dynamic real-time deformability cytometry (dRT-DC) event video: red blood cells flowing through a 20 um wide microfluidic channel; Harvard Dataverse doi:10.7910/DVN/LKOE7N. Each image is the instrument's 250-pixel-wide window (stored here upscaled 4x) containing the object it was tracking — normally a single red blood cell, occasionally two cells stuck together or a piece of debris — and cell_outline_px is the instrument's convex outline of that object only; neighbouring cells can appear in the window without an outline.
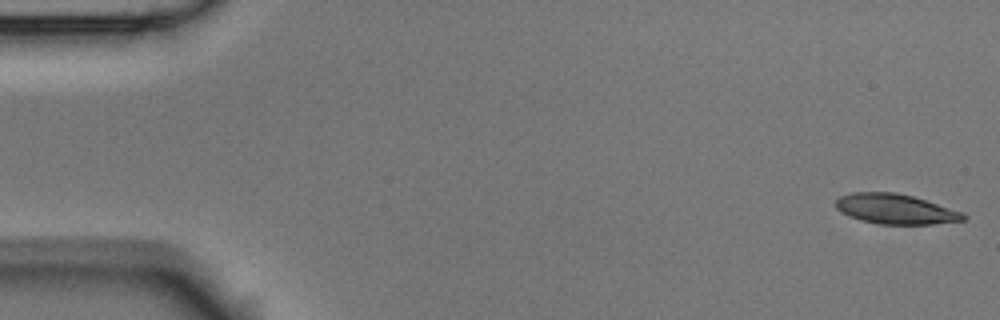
{"species": "Egyptian fruit bat (a non-hibernating species)", "species_latin": "Rousettus aegyptiacus", "temperature_condition": "room temperature", "stored_images_in_passage": 5, "camera_frame_rate_fps": 3000, "um_per_image_px": 0.085, "animal": {"sex": "male"}, "frame": {"image": 1, "passage_image": 1, "time_ms": 0.0, "image_size_px": [1000, 320], "cell_outline_px": [[968, 220], [932, 224], [880, 224], [860, 220], [848, 216], [840, 212], [836, 208], [836, 200], [840, 196], [852, 192], [896, 192], [912, 196], [964, 212], [968, 216]], "centroid_in_image_um": [76.13, 17.77], "position_along_channel_um": 8.9, "area_um2": 22.48}}
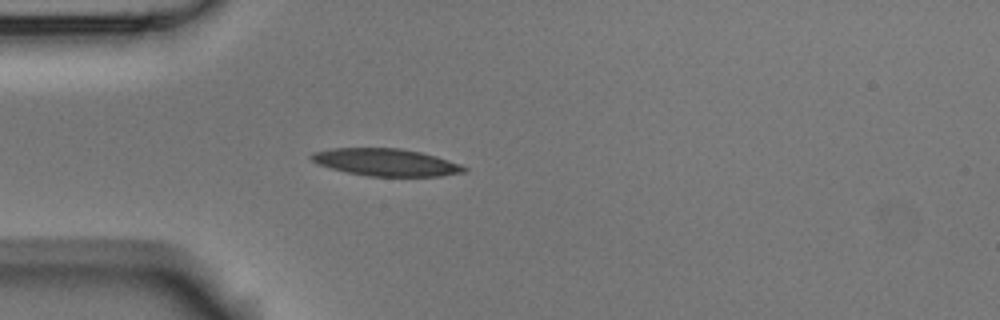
{"frame": {"image": 2, "passage_image": 5, "time_ms": 4.667, "image_size_px": [1000, 320], "cell_outline_px": [[468, 168], [464, 172], [440, 176], [368, 176], [344, 172], [320, 164], [312, 160], [308, 156], [312, 152], [332, 148], [400, 148], [420, 152], [436, 156], [460, 164]], "centroid_in_image_um": [32.79, 13.79], "position_along_channel_um": 52.2, "area_um2": 24.22}}